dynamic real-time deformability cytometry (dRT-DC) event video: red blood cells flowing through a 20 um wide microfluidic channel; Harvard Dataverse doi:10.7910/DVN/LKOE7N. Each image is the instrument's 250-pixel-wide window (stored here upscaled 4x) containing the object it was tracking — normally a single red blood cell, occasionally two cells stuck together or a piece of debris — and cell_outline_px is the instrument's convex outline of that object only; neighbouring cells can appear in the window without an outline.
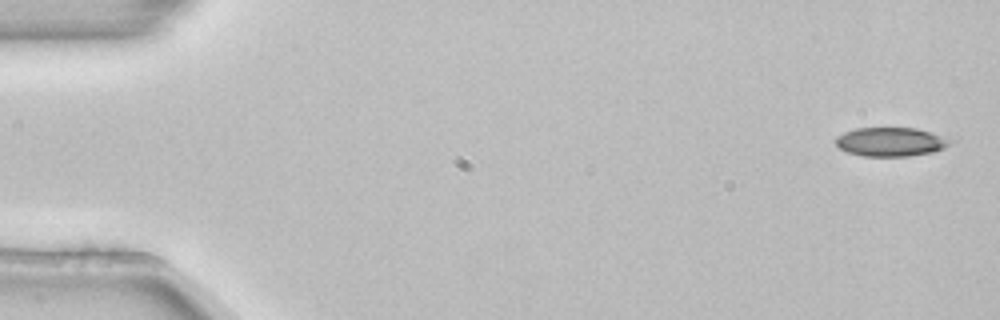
{"species": "common noctule bat (a hibernating species)", "species_latin": "Nyctalus noctula", "temperature_condition": "room temperature", "stored_images_in_passage": 4, "camera_frame_rate_fps": 3000, "um_per_image_px": 0.085, "animal": {"sex": "female", "body_mass_g": 22.7, "forearm_length_mm": 54.2}, "frame": {"image": 1, "passage_image": 1, "time_ms": 0.0, "image_size_px": [1000, 320], "cell_outline_px": [[956, 140], [952, 144], [944, 148], [932, 152], [908, 156], [864, 156], [848, 152], [840, 148], [836, 144], [836, 136], [844, 132], [856, 128], [916, 128]], "centroid_in_image_um": [75.75, 12.05], "position_along_channel_um": 9.3, "area_um2": 19.31}}
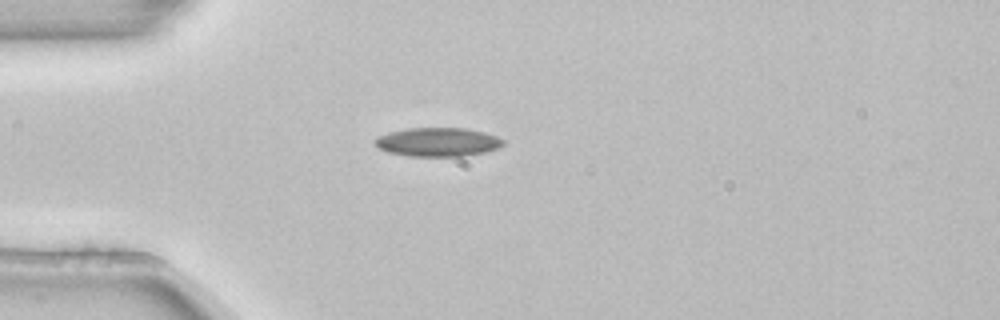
{"frame": {"image": 2, "passage_image": 4, "time_ms": 1.0, "image_size_px": [1000, 320], "cell_outline_px": [[504, 144], [500, 148], [484, 152], [464, 156], [408, 156], [388, 152], [380, 148], [372, 140], [388, 132], [408, 128], [464, 128], [484, 132], [496, 136], [504, 140]], "centroid_in_image_um": [37.23, 12.07], "position_along_channel_um": 47.8, "area_um2": 21.5}}